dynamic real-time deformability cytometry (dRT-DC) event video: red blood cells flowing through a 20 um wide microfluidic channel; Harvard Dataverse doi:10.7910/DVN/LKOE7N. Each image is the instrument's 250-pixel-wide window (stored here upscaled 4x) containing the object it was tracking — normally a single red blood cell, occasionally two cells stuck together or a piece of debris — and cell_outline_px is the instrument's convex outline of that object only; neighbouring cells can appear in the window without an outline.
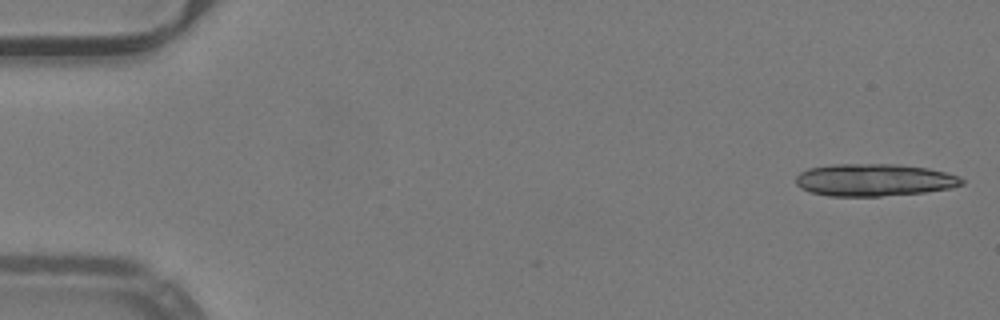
{"species": "common noctule bat (a hibernating species)", "species_latin": "Nyctalus noctula", "temperature_condition": "warm", "stored_images_in_passage": 15, "camera_frame_rate_fps": 3000, "um_per_image_px": 0.085, "animal": {"sex": "male", "body_mass_g": 19.2, "forearm_length_mm": 51.8}, "frame": {"image": 1, "passage_image": 1, "time_ms": 0.0, "image_size_px": [1000, 320], "cell_outline_px": [[964, 184], [952, 188], [924, 192], [880, 196], [828, 196], [812, 192], [800, 188], [796, 184], [796, 176], [800, 172], [808, 168], [832, 164], [900, 164], [928, 168], [960, 176], [964, 180]], "centroid_in_image_um": [74.31, 15.29], "position_along_channel_um": 10.7, "area_um2": 31.44}}